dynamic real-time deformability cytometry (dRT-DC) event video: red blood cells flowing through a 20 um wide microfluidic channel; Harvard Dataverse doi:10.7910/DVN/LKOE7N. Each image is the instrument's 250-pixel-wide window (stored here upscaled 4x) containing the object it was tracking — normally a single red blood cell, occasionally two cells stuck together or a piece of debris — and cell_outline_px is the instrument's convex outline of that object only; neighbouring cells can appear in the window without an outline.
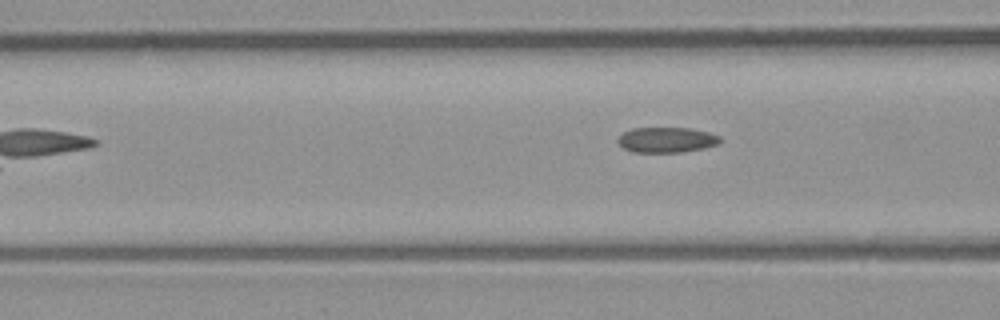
{"species": "common noctule bat (a hibernating species)", "species_latin": "Nyctalus noctula", "temperature_condition": "room temperature", "stored_images_in_passage": 7, "camera_frame_rate_fps": 3000, "um_per_image_px": 0.085, "animal": {"sex": "male", "body_mass_g": 23.1, "forearm_length_mm": 52.7}, "frame": {"image": 1, "passage_image": 7, "time_ms": 2.0, "image_size_px": [1000, 320], "cell_outline_px": [[720, 144], [704, 148], [680, 152], [632, 152], [624, 148], [616, 140], [624, 132], [632, 128], [688, 128], [708, 132], [720, 136]], "centroid_in_image_um": [56.67, 11.89], "position_along_channel_um": 109.9, "area_um2": 15.03}}